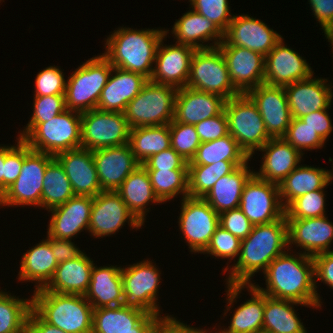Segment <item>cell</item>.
I'll list each match as a JSON object with an SVG mask.
<instances>
[{
  "label": "cell",
  "mask_w": 333,
  "mask_h": 333,
  "mask_svg": "<svg viewBox=\"0 0 333 333\" xmlns=\"http://www.w3.org/2000/svg\"><path fill=\"white\" fill-rule=\"evenodd\" d=\"M332 183V172L320 167L298 165L279 185L281 203L286 209L296 198L324 190Z\"/></svg>",
  "instance_id": "obj_32"
},
{
  "label": "cell",
  "mask_w": 333,
  "mask_h": 333,
  "mask_svg": "<svg viewBox=\"0 0 333 333\" xmlns=\"http://www.w3.org/2000/svg\"><path fill=\"white\" fill-rule=\"evenodd\" d=\"M16 139V146L4 145L3 192L15 182L24 161V141L20 137Z\"/></svg>",
  "instance_id": "obj_52"
},
{
  "label": "cell",
  "mask_w": 333,
  "mask_h": 333,
  "mask_svg": "<svg viewBox=\"0 0 333 333\" xmlns=\"http://www.w3.org/2000/svg\"><path fill=\"white\" fill-rule=\"evenodd\" d=\"M294 305L319 308L291 300L271 298L265 294L262 333H307Z\"/></svg>",
  "instance_id": "obj_37"
},
{
  "label": "cell",
  "mask_w": 333,
  "mask_h": 333,
  "mask_svg": "<svg viewBox=\"0 0 333 333\" xmlns=\"http://www.w3.org/2000/svg\"><path fill=\"white\" fill-rule=\"evenodd\" d=\"M128 222L130 228H142V224L128 210L116 191H102L93 197L88 232L91 236L103 238L113 235Z\"/></svg>",
  "instance_id": "obj_15"
},
{
  "label": "cell",
  "mask_w": 333,
  "mask_h": 333,
  "mask_svg": "<svg viewBox=\"0 0 333 333\" xmlns=\"http://www.w3.org/2000/svg\"><path fill=\"white\" fill-rule=\"evenodd\" d=\"M208 332V330H206V329H201V333H207ZM209 333V332H208ZM215 333H217V332H215Z\"/></svg>",
  "instance_id": "obj_65"
},
{
  "label": "cell",
  "mask_w": 333,
  "mask_h": 333,
  "mask_svg": "<svg viewBox=\"0 0 333 333\" xmlns=\"http://www.w3.org/2000/svg\"><path fill=\"white\" fill-rule=\"evenodd\" d=\"M228 132L251 159L271 138L256 104L247 94L226 100L224 107Z\"/></svg>",
  "instance_id": "obj_8"
},
{
  "label": "cell",
  "mask_w": 333,
  "mask_h": 333,
  "mask_svg": "<svg viewBox=\"0 0 333 333\" xmlns=\"http://www.w3.org/2000/svg\"><path fill=\"white\" fill-rule=\"evenodd\" d=\"M313 76L314 74L284 87L292 118L300 119L312 112L329 110L331 107L332 83L329 84V80L325 78Z\"/></svg>",
  "instance_id": "obj_23"
},
{
  "label": "cell",
  "mask_w": 333,
  "mask_h": 333,
  "mask_svg": "<svg viewBox=\"0 0 333 333\" xmlns=\"http://www.w3.org/2000/svg\"><path fill=\"white\" fill-rule=\"evenodd\" d=\"M135 218L144 225L147 205L162 203L153 191L148 171L140 164L116 190ZM149 203V204H148Z\"/></svg>",
  "instance_id": "obj_34"
},
{
  "label": "cell",
  "mask_w": 333,
  "mask_h": 333,
  "mask_svg": "<svg viewBox=\"0 0 333 333\" xmlns=\"http://www.w3.org/2000/svg\"><path fill=\"white\" fill-rule=\"evenodd\" d=\"M288 224V248L292 244L303 249V254L314 256L329 252L333 242V223L328 217L286 219Z\"/></svg>",
  "instance_id": "obj_25"
},
{
  "label": "cell",
  "mask_w": 333,
  "mask_h": 333,
  "mask_svg": "<svg viewBox=\"0 0 333 333\" xmlns=\"http://www.w3.org/2000/svg\"><path fill=\"white\" fill-rule=\"evenodd\" d=\"M128 144L136 160L142 164L150 156L171 147L169 124L132 128Z\"/></svg>",
  "instance_id": "obj_39"
},
{
  "label": "cell",
  "mask_w": 333,
  "mask_h": 333,
  "mask_svg": "<svg viewBox=\"0 0 333 333\" xmlns=\"http://www.w3.org/2000/svg\"><path fill=\"white\" fill-rule=\"evenodd\" d=\"M284 252L276 257L264 272L266 288L253 283L261 292L275 299L291 300L309 306H321L315 289L314 260L297 252Z\"/></svg>",
  "instance_id": "obj_1"
},
{
  "label": "cell",
  "mask_w": 333,
  "mask_h": 333,
  "mask_svg": "<svg viewBox=\"0 0 333 333\" xmlns=\"http://www.w3.org/2000/svg\"><path fill=\"white\" fill-rule=\"evenodd\" d=\"M283 138L301 154H305L303 153L305 149L308 151L315 150L325 145V141L316 131L307 126L301 119L297 118H292Z\"/></svg>",
  "instance_id": "obj_47"
},
{
  "label": "cell",
  "mask_w": 333,
  "mask_h": 333,
  "mask_svg": "<svg viewBox=\"0 0 333 333\" xmlns=\"http://www.w3.org/2000/svg\"><path fill=\"white\" fill-rule=\"evenodd\" d=\"M258 151L264 154L259 172L254 171V174L276 184L283 181L301 163L303 156L284 138H271Z\"/></svg>",
  "instance_id": "obj_29"
},
{
  "label": "cell",
  "mask_w": 333,
  "mask_h": 333,
  "mask_svg": "<svg viewBox=\"0 0 333 333\" xmlns=\"http://www.w3.org/2000/svg\"><path fill=\"white\" fill-rule=\"evenodd\" d=\"M282 38L262 20L241 14L234 15L219 45L244 47L266 56Z\"/></svg>",
  "instance_id": "obj_16"
},
{
  "label": "cell",
  "mask_w": 333,
  "mask_h": 333,
  "mask_svg": "<svg viewBox=\"0 0 333 333\" xmlns=\"http://www.w3.org/2000/svg\"><path fill=\"white\" fill-rule=\"evenodd\" d=\"M54 158L63 167L75 196L94 197L102 192L92 150L80 147L60 152Z\"/></svg>",
  "instance_id": "obj_26"
},
{
  "label": "cell",
  "mask_w": 333,
  "mask_h": 333,
  "mask_svg": "<svg viewBox=\"0 0 333 333\" xmlns=\"http://www.w3.org/2000/svg\"><path fill=\"white\" fill-rule=\"evenodd\" d=\"M93 265V260L85 252L74 260L59 263L53 278L44 289L61 294L85 295Z\"/></svg>",
  "instance_id": "obj_33"
},
{
  "label": "cell",
  "mask_w": 333,
  "mask_h": 333,
  "mask_svg": "<svg viewBox=\"0 0 333 333\" xmlns=\"http://www.w3.org/2000/svg\"><path fill=\"white\" fill-rule=\"evenodd\" d=\"M50 246L58 264L74 260L83 253L72 240L50 237Z\"/></svg>",
  "instance_id": "obj_59"
},
{
  "label": "cell",
  "mask_w": 333,
  "mask_h": 333,
  "mask_svg": "<svg viewBox=\"0 0 333 333\" xmlns=\"http://www.w3.org/2000/svg\"><path fill=\"white\" fill-rule=\"evenodd\" d=\"M26 333H66L56 326L45 322L33 309H31L27 324Z\"/></svg>",
  "instance_id": "obj_60"
},
{
  "label": "cell",
  "mask_w": 333,
  "mask_h": 333,
  "mask_svg": "<svg viewBox=\"0 0 333 333\" xmlns=\"http://www.w3.org/2000/svg\"><path fill=\"white\" fill-rule=\"evenodd\" d=\"M121 267L93 265L91 280L85 293L93 309L125 305Z\"/></svg>",
  "instance_id": "obj_31"
},
{
  "label": "cell",
  "mask_w": 333,
  "mask_h": 333,
  "mask_svg": "<svg viewBox=\"0 0 333 333\" xmlns=\"http://www.w3.org/2000/svg\"><path fill=\"white\" fill-rule=\"evenodd\" d=\"M330 42V46L332 47V53H333V38L329 41Z\"/></svg>",
  "instance_id": "obj_64"
},
{
  "label": "cell",
  "mask_w": 333,
  "mask_h": 333,
  "mask_svg": "<svg viewBox=\"0 0 333 333\" xmlns=\"http://www.w3.org/2000/svg\"><path fill=\"white\" fill-rule=\"evenodd\" d=\"M240 247L241 240L219 225L203 254H210L218 259L226 258L231 262L233 258L238 259Z\"/></svg>",
  "instance_id": "obj_48"
},
{
  "label": "cell",
  "mask_w": 333,
  "mask_h": 333,
  "mask_svg": "<svg viewBox=\"0 0 333 333\" xmlns=\"http://www.w3.org/2000/svg\"><path fill=\"white\" fill-rule=\"evenodd\" d=\"M113 66L99 55L86 60L66 80V109L84 113L97 109V104Z\"/></svg>",
  "instance_id": "obj_6"
},
{
  "label": "cell",
  "mask_w": 333,
  "mask_h": 333,
  "mask_svg": "<svg viewBox=\"0 0 333 333\" xmlns=\"http://www.w3.org/2000/svg\"><path fill=\"white\" fill-rule=\"evenodd\" d=\"M254 174L248 162L220 177L203 199L218 213L239 208L244 185Z\"/></svg>",
  "instance_id": "obj_36"
},
{
  "label": "cell",
  "mask_w": 333,
  "mask_h": 333,
  "mask_svg": "<svg viewBox=\"0 0 333 333\" xmlns=\"http://www.w3.org/2000/svg\"><path fill=\"white\" fill-rule=\"evenodd\" d=\"M153 191L161 202H167L177 195L189 196L188 169L147 170Z\"/></svg>",
  "instance_id": "obj_44"
},
{
  "label": "cell",
  "mask_w": 333,
  "mask_h": 333,
  "mask_svg": "<svg viewBox=\"0 0 333 333\" xmlns=\"http://www.w3.org/2000/svg\"><path fill=\"white\" fill-rule=\"evenodd\" d=\"M58 262L50 246V237L37 243L23 254L20 262L18 280L34 281L35 290L45 288L54 276Z\"/></svg>",
  "instance_id": "obj_35"
},
{
  "label": "cell",
  "mask_w": 333,
  "mask_h": 333,
  "mask_svg": "<svg viewBox=\"0 0 333 333\" xmlns=\"http://www.w3.org/2000/svg\"><path fill=\"white\" fill-rule=\"evenodd\" d=\"M219 223L220 226L240 240L245 239L254 226L239 208L221 212L219 214Z\"/></svg>",
  "instance_id": "obj_53"
},
{
  "label": "cell",
  "mask_w": 333,
  "mask_h": 333,
  "mask_svg": "<svg viewBox=\"0 0 333 333\" xmlns=\"http://www.w3.org/2000/svg\"><path fill=\"white\" fill-rule=\"evenodd\" d=\"M201 143L213 141L229 134L225 111L194 125Z\"/></svg>",
  "instance_id": "obj_54"
},
{
  "label": "cell",
  "mask_w": 333,
  "mask_h": 333,
  "mask_svg": "<svg viewBox=\"0 0 333 333\" xmlns=\"http://www.w3.org/2000/svg\"><path fill=\"white\" fill-rule=\"evenodd\" d=\"M226 99L189 87L177 90L175 98L174 121L195 125L224 111Z\"/></svg>",
  "instance_id": "obj_27"
},
{
  "label": "cell",
  "mask_w": 333,
  "mask_h": 333,
  "mask_svg": "<svg viewBox=\"0 0 333 333\" xmlns=\"http://www.w3.org/2000/svg\"><path fill=\"white\" fill-rule=\"evenodd\" d=\"M308 2L329 42L333 38V0H309Z\"/></svg>",
  "instance_id": "obj_56"
},
{
  "label": "cell",
  "mask_w": 333,
  "mask_h": 333,
  "mask_svg": "<svg viewBox=\"0 0 333 333\" xmlns=\"http://www.w3.org/2000/svg\"><path fill=\"white\" fill-rule=\"evenodd\" d=\"M32 309L66 333H92L93 307L84 295L34 291Z\"/></svg>",
  "instance_id": "obj_4"
},
{
  "label": "cell",
  "mask_w": 333,
  "mask_h": 333,
  "mask_svg": "<svg viewBox=\"0 0 333 333\" xmlns=\"http://www.w3.org/2000/svg\"><path fill=\"white\" fill-rule=\"evenodd\" d=\"M145 29L114 30L105 40L106 51L102 55L113 67L142 74L150 80L158 45L169 30Z\"/></svg>",
  "instance_id": "obj_3"
},
{
  "label": "cell",
  "mask_w": 333,
  "mask_h": 333,
  "mask_svg": "<svg viewBox=\"0 0 333 333\" xmlns=\"http://www.w3.org/2000/svg\"><path fill=\"white\" fill-rule=\"evenodd\" d=\"M33 113L27 124L48 122L66 110L65 95L34 96Z\"/></svg>",
  "instance_id": "obj_51"
},
{
  "label": "cell",
  "mask_w": 333,
  "mask_h": 333,
  "mask_svg": "<svg viewBox=\"0 0 333 333\" xmlns=\"http://www.w3.org/2000/svg\"><path fill=\"white\" fill-rule=\"evenodd\" d=\"M177 90L149 80L124 111L131 129L170 124L174 119Z\"/></svg>",
  "instance_id": "obj_7"
},
{
  "label": "cell",
  "mask_w": 333,
  "mask_h": 333,
  "mask_svg": "<svg viewBox=\"0 0 333 333\" xmlns=\"http://www.w3.org/2000/svg\"><path fill=\"white\" fill-rule=\"evenodd\" d=\"M169 130L171 147L189 163L201 144L195 126L173 120L169 124Z\"/></svg>",
  "instance_id": "obj_45"
},
{
  "label": "cell",
  "mask_w": 333,
  "mask_h": 333,
  "mask_svg": "<svg viewBox=\"0 0 333 333\" xmlns=\"http://www.w3.org/2000/svg\"><path fill=\"white\" fill-rule=\"evenodd\" d=\"M227 306L226 312L230 311L237 302L236 298L244 288L252 296L249 300L238 306L230 321V326L217 333H262L263 314L265 308V293L261 292L253 283L252 284H227Z\"/></svg>",
  "instance_id": "obj_17"
},
{
  "label": "cell",
  "mask_w": 333,
  "mask_h": 333,
  "mask_svg": "<svg viewBox=\"0 0 333 333\" xmlns=\"http://www.w3.org/2000/svg\"><path fill=\"white\" fill-rule=\"evenodd\" d=\"M4 145H0V196L3 194Z\"/></svg>",
  "instance_id": "obj_63"
},
{
  "label": "cell",
  "mask_w": 333,
  "mask_h": 333,
  "mask_svg": "<svg viewBox=\"0 0 333 333\" xmlns=\"http://www.w3.org/2000/svg\"><path fill=\"white\" fill-rule=\"evenodd\" d=\"M148 314L142 308L119 305L93 309L92 333H131Z\"/></svg>",
  "instance_id": "obj_38"
},
{
  "label": "cell",
  "mask_w": 333,
  "mask_h": 333,
  "mask_svg": "<svg viewBox=\"0 0 333 333\" xmlns=\"http://www.w3.org/2000/svg\"><path fill=\"white\" fill-rule=\"evenodd\" d=\"M315 289L317 288L316 280L323 282L333 289V250L319 253L313 256Z\"/></svg>",
  "instance_id": "obj_57"
},
{
  "label": "cell",
  "mask_w": 333,
  "mask_h": 333,
  "mask_svg": "<svg viewBox=\"0 0 333 333\" xmlns=\"http://www.w3.org/2000/svg\"><path fill=\"white\" fill-rule=\"evenodd\" d=\"M148 81L149 79L142 74L113 67L102 89L97 109L124 113L127 104L138 95Z\"/></svg>",
  "instance_id": "obj_28"
},
{
  "label": "cell",
  "mask_w": 333,
  "mask_h": 333,
  "mask_svg": "<svg viewBox=\"0 0 333 333\" xmlns=\"http://www.w3.org/2000/svg\"><path fill=\"white\" fill-rule=\"evenodd\" d=\"M70 181L63 167L54 158L46 167L41 193V207L50 210L74 197Z\"/></svg>",
  "instance_id": "obj_41"
},
{
  "label": "cell",
  "mask_w": 333,
  "mask_h": 333,
  "mask_svg": "<svg viewBox=\"0 0 333 333\" xmlns=\"http://www.w3.org/2000/svg\"><path fill=\"white\" fill-rule=\"evenodd\" d=\"M142 166L146 170L188 169L185 161L172 147L150 156Z\"/></svg>",
  "instance_id": "obj_55"
},
{
  "label": "cell",
  "mask_w": 333,
  "mask_h": 333,
  "mask_svg": "<svg viewBox=\"0 0 333 333\" xmlns=\"http://www.w3.org/2000/svg\"><path fill=\"white\" fill-rule=\"evenodd\" d=\"M283 39L265 56L264 84L285 87L314 73L306 59L284 45Z\"/></svg>",
  "instance_id": "obj_19"
},
{
  "label": "cell",
  "mask_w": 333,
  "mask_h": 333,
  "mask_svg": "<svg viewBox=\"0 0 333 333\" xmlns=\"http://www.w3.org/2000/svg\"><path fill=\"white\" fill-rule=\"evenodd\" d=\"M247 95L256 104L270 138H283L292 116L284 87L261 84Z\"/></svg>",
  "instance_id": "obj_20"
},
{
  "label": "cell",
  "mask_w": 333,
  "mask_h": 333,
  "mask_svg": "<svg viewBox=\"0 0 333 333\" xmlns=\"http://www.w3.org/2000/svg\"><path fill=\"white\" fill-rule=\"evenodd\" d=\"M218 161H250L237 141L230 135L201 143L188 165H210Z\"/></svg>",
  "instance_id": "obj_42"
},
{
  "label": "cell",
  "mask_w": 333,
  "mask_h": 333,
  "mask_svg": "<svg viewBox=\"0 0 333 333\" xmlns=\"http://www.w3.org/2000/svg\"><path fill=\"white\" fill-rule=\"evenodd\" d=\"M288 245V224L285 215L276 221L253 226L251 233L241 240L237 262L228 271L226 284H252L251 277L266 271L268 265L283 254Z\"/></svg>",
  "instance_id": "obj_2"
},
{
  "label": "cell",
  "mask_w": 333,
  "mask_h": 333,
  "mask_svg": "<svg viewBox=\"0 0 333 333\" xmlns=\"http://www.w3.org/2000/svg\"><path fill=\"white\" fill-rule=\"evenodd\" d=\"M248 161H218L210 165H188L190 197H204L220 177L232 173Z\"/></svg>",
  "instance_id": "obj_40"
},
{
  "label": "cell",
  "mask_w": 333,
  "mask_h": 333,
  "mask_svg": "<svg viewBox=\"0 0 333 333\" xmlns=\"http://www.w3.org/2000/svg\"><path fill=\"white\" fill-rule=\"evenodd\" d=\"M189 2L193 10L212 21L223 32L234 17L230 12L228 0H190Z\"/></svg>",
  "instance_id": "obj_49"
},
{
  "label": "cell",
  "mask_w": 333,
  "mask_h": 333,
  "mask_svg": "<svg viewBox=\"0 0 333 333\" xmlns=\"http://www.w3.org/2000/svg\"><path fill=\"white\" fill-rule=\"evenodd\" d=\"M327 111V109L318 110L300 118L307 126L316 131L325 142L333 131L332 120Z\"/></svg>",
  "instance_id": "obj_58"
},
{
  "label": "cell",
  "mask_w": 333,
  "mask_h": 333,
  "mask_svg": "<svg viewBox=\"0 0 333 333\" xmlns=\"http://www.w3.org/2000/svg\"><path fill=\"white\" fill-rule=\"evenodd\" d=\"M332 163H333V161H332ZM333 165V164H332ZM333 167V166H332ZM332 180H333V168H332Z\"/></svg>",
  "instance_id": "obj_66"
},
{
  "label": "cell",
  "mask_w": 333,
  "mask_h": 333,
  "mask_svg": "<svg viewBox=\"0 0 333 333\" xmlns=\"http://www.w3.org/2000/svg\"><path fill=\"white\" fill-rule=\"evenodd\" d=\"M62 71L54 65L38 72L34 96L65 95L66 80Z\"/></svg>",
  "instance_id": "obj_50"
},
{
  "label": "cell",
  "mask_w": 333,
  "mask_h": 333,
  "mask_svg": "<svg viewBox=\"0 0 333 333\" xmlns=\"http://www.w3.org/2000/svg\"><path fill=\"white\" fill-rule=\"evenodd\" d=\"M325 192L315 190L296 198L286 209V219H304L325 216Z\"/></svg>",
  "instance_id": "obj_46"
},
{
  "label": "cell",
  "mask_w": 333,
  "mask_h": 333,
  "mask_svg": "<svg viewBox=\"0 0 333 333\" xmlns=\"http://www.w3.org/2000/svg\"><path fill=\"white\" fill-rule=\"evenodd\" d=\"M173 316H158L153 313H148L136 326L135 331L131 333H157L160 326Z\"/></svg>",
  "instance_id": "obj_61"
},
{
  "label": "cell",
  "mask_w": 333,
  "mask_h": 333,
  "mask_svg": "<svg viewBox=\"0 0 333 333\" xmlns=\"http://www.w3.org/2000/svg\"><path fill=\"white\" fill-rule=\"evenodd\" d=\"M32 150L57 155L81 147V113L64 110L48 122L27 124L18 135Z\"/></svg>",
  "instance_id": "obj_5"
},
{
  "label": "cell",
  "mask_w": 333,
  "mask_h": 333,
  "mask_svg": "<svg viewBox=\"0 0 333 333\" xmlns=\"http://www.w3.org/2000/svg\"><path fill=\"white\" fill-rule=\"evenodd\" d=\"M32 299L12 296L0 289V333H26Z\"/></svg>",
  "instance_id": "obj_43"
},
{
  "label": "cell",
  "mask_w": 333,
  "mask_h": 333,
  "mask_svg": "<svg viewBox=\"0 0 333 333\" xmlns=\"http://www.w3.org/2000/svg\"><path fill=\"white\" fill-rule=\"evenodd\" d=\"M223 53L230 80L240 94L264 84L265 56L244 47L218 45Z\"/></svg>",
  "instance_id": "obj_18"
},
{
  "label": "cell",
  "mask_w": 333,
  "mask_h": 333,
  "mask_svg": "<svg viewBox=\"0 0 333 333\" xmlns=\"http://www.w3.org/2000/svg\"><path fill=\"white\" fill-rule=\"evenodd\" d=\"M93 197L74 196L66 203L50 210L47 236L57 239L72 240L83 230L89 229Z\"/></svg>",
  "instance_id": "obj_24"
},
{
  "label": "cell",
  "mask_w": 333,
  "mask_h": 333,
  "mask_svg": "<svg viewBox=\"0 0 333 333\" xmlns=\"http://www.w3.org/2000/svg\"><path fill=\"white\" fill-rule=\"evenodd\" d=\"M130 130L122 112L89 110L81 113V148L95 150L127 144Z\"/></svg>",
  "instance_id": "obj_11"
},
{
  "label": "cell",
  "mask_w": 333,
  "mask_h": 333,
  "mask_svg": "<svg viewBox=\"0 0 333 333\" xmlns=\"http://www.w3.org/2000/svg\"><path fill=\"white\" fill-rule=\"evenodd\" d=\"M171 31L175 35V43L191 46L195 50L218 47L223 41V31L193 9L176 20ZM208 41L213 42L204 44Z\"/></svg>",
  "instance_id": "obj_30"
},
{
  "label": "cell",
  "mask_w": 333,
  "mask_h": 333,
  "mask_svg": "<svg viewBox=\"0 0 333 333\" xmlns=\"http://www.w3.org/2000/svg\"><path fill=\"white\" fill-rule=\"evenodd\" d=\"M186 86L226 100L240 95L230 80L227 63L219 47L195 50Z\"/></svg>",
  "instance_id": "obj_9"
},
{
  "label": "cell",
  "mask_w": 333,
  "mask_h": 333,
  "mask_svg": "<svg viewBox=\"0 0 333 333\" xmlns=\"http://www.w3.org/2000/svg\"><path fill=\"white\" fill-rule=\"evenodd\" d=\"M53 155L32 150L24 142V161L15 182L0 196V207L36 206L41 207L43 177Z\"/></svg>",
  "instance_id": "obj_10"
},
{
  "label": "cell",
  "mask_w": 333,
  "mask_h": 333,
  "mask_svg": "<svg viewBox=\"0 0 333 333\" xmlns=\"http://www.w3.org/2000/svg\"><path fill=\"white\" fill-rule=\"evenodd\" d=\"M181 203L179 229L190 252L203 253L220 225L219 214L202 197H184Z\"/></svg>",
  "instance_id": "obj_12"
},
{
  "label": "cell",
  "mask_w": 333,
  "mask_h": 333,
  "mask_svg": "<svg viewBox=\"0 0 333 333\" xmlns=\"http://www.w3.org/2000/svg\"><path fill=\"white\" fill-rule=\"evenodd\" d=\"M92 155L102 191H116L140 165L128 143L95 149Z\"/></svg>",
  "instance_id": "obj_22"
},
{
  "label": "cell",
  "mask_w": 333,
  "mask_h": 333,
  "mask_svg": "<svg viewBox=\"0 0 333 333\" xmlns=\"http://www.w3.org/2000/svg\"><path fill=\"white\" fill-rule=\"evenodd\" d=\"M239 209L254 226L281 219L285 209L280 200L279 185L253 174L244 185Z\"/></svg>",
  "instance_id": "obj_14"
},
{
  "label": "cell",
  "mask_w": 333,
  "mask_h": 333,
  "mask_svg": "<svg viewBox=\"0 0 333 333\" xmlns=\"http://www.w3.org/2000/svg\"><path fill=\"white\" fill-rule=\"evenodd\" d=\"M157 333H201L200 328L190 327L178 321L175 317L168 318L158 329Z\"/></svg>",
  "instance_id": "obj_62"
},
{
  "label": "cell",
  "mask_w": 333,
  "mask_h": 333,
  "mask_svg": "<svg viewBox=\"0 0 333 333\" xmlns=\"http://www.w3.org/2000/svg\"><path fill=\"white\" fill-rule=\"evenodd\" d=\"M160 41L154 69L150 81L158 84L169 85L180 89L186 87L189 74L190 62L195 49L191 46L175 43L174 45H163Z\"/></svg>",
  "instance_id": "obj_21"
},
{
  "label": "cell",
  "mask_w": 333,
  "mask_h": 333,
  "mask_svg": "<svg viewBox=\"0 0 333 333\" xmlns=\"http://www.w3.org/2000/svg\"><path fill=\"white\" fill-rule=\"evenodd\" d=\"M154 262L146 259L121 268V278L126 305L136 306L162 316L157 304L160 274Z\"/></svg>",
  "instance_id": "obj_13"
}]
</instances>
